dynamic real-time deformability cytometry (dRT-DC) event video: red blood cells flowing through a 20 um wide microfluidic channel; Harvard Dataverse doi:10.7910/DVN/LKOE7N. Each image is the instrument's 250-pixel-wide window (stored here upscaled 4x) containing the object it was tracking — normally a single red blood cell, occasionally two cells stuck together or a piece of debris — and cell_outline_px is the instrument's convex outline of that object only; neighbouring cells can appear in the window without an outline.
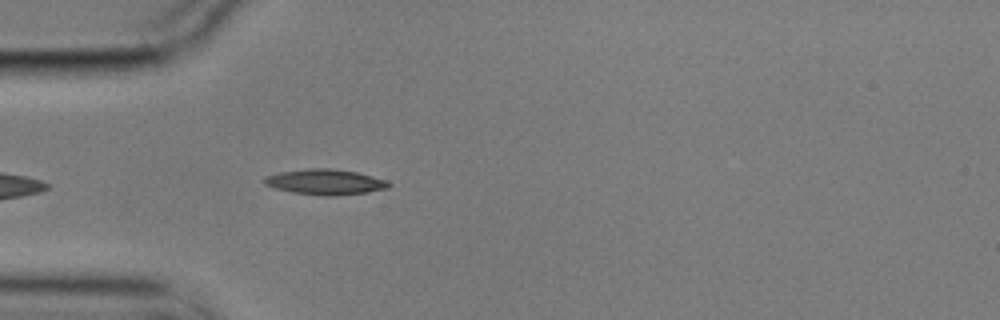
{"species": "common noctule bat (a hibernating species)", "species_latin": "Nyctalus noctula", "temperature_condition": "cold", "stored_images_in_passage": 26, "camera_frame_rate_fps": 3000, "um_per_image_px": 0.085, "animal": {"sex": "male", "body_mass_g": 17.9}, "frame": {"image": 1, "passage_image": 1, "time_ms": 0.0, "image_size_px": [1000, 320], "cell_outline_px": [[392, 184], [388, 188], [368, 192], [332, 196], [324, 196], [292, 192], [276, 188], [264, 184], [264, 176], [280, 172], [308, 168], [332, 168], [356, 172], [388, 180]], "centroid_in_image_um": [27.67, 15.46], "position_along_channel_um": 57.3, "area_um2": 18.5}}